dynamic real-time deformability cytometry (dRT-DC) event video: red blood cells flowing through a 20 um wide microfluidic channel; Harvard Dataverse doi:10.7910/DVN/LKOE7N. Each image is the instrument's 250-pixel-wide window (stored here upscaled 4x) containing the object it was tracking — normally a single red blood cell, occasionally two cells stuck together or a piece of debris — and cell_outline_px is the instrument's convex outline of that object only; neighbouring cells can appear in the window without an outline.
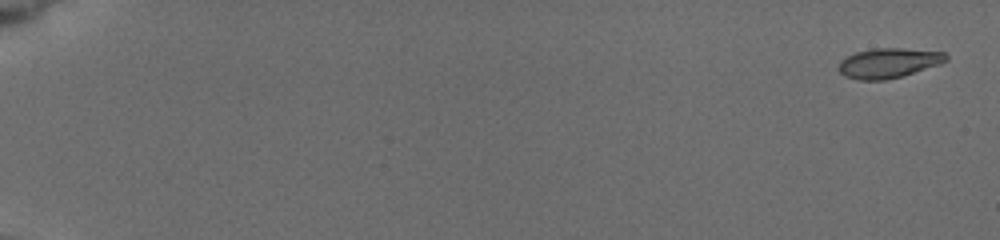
{"species": "common noctule bat (a hibernating species)", "species_latin": "Nyctalus noctula", "temperature_condition": "cold", "stored_images_in_passage": 5, "camera_frame_rate_fps": 3000, "um_per_image_px": 0.085, "animal": {"sex": "female", "body_mass_g": 19.5, "forearm_length_mm": 54.1}, "frame": {"image": 1, "passage_image": 1, "time_ms": 0.0, "image_size_px": [1000, 240], "cell_outline_px": [[948, 60], [940, 64], [900, 76], [884, 80], [860, 80], [848, 76], [840, 72], [840, 60], [856, 52], [872, 48], [904, 48], [944, 52], [948, 56]], "centroid_in_image_um": [75.56, 5.33], "position_along_channel_um": 9.4, "area_um2": 18.38}}